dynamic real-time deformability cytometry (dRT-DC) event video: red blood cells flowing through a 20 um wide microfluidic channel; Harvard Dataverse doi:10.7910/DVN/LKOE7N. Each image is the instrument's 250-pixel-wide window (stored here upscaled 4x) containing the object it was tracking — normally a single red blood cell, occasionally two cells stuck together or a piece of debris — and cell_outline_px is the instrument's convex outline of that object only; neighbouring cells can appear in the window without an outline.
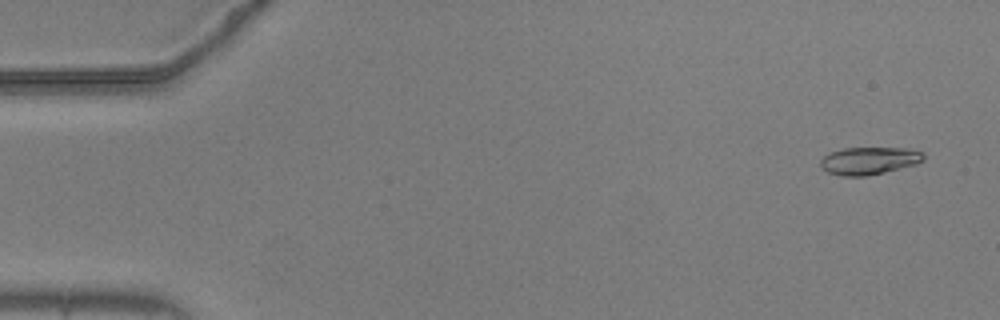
{"species": "common noctule bat (a hibernating species)", "species_latin": "Nyctalus noctula", "temperature_condition": "warm", "stored_images_in_passage": 40, "camera_frame_rate_fps": 3000, "um_per_image_px": 0.085, "animal": {"sex": "male", "body_mass_g": 20.5, "forearm_length_mm": 52.5}, "frame": {"image": 1, "passage_image": 3, "time_ms": 0.667, "image_size_px": [1000, 320], "cell_outline_px": [[924, 160], [916, 164], [868, 176], [840, 176], [828, 172], [820, 168], [820, 160], [824, 156], [832, 152], [844, 148], [908, 148], [924, 152]], "centroid_in_image_um": [73.87, 13.66], "position_along_channel_um": 11.1, "area_um2": 16.59}}
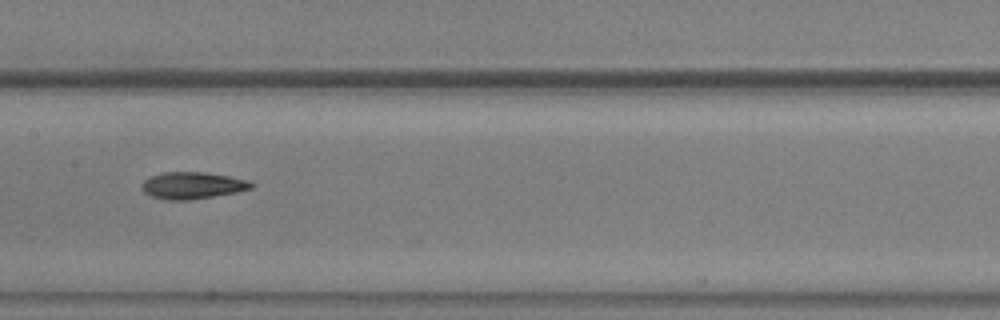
{"frame": {"image": 2, "passage_image": 28, "time_ms": 9.0, "image_size_px": [1000, 320], "cell_outline_px": [[256, 184], [252, 188], [236, 192], [188, 200], [168, 200], [152, 196], [144, 192], [140, 188], [140, 184], [148, 176], [160, 172], [204, 172], [252, 180]], "centroid_in_image_um": [16.34, 15.75], "position_along_channel_um": 191.1, "area_um2": 17.34}}
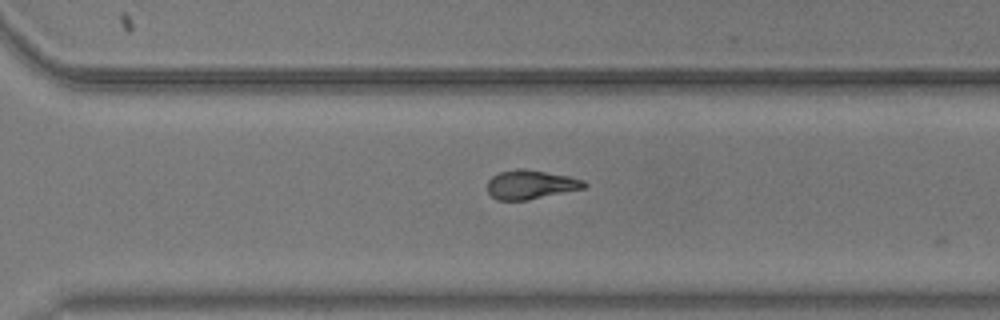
{"frame": {"image": 3, "passage_image": 39, "time_ms": 12.667, "image_size_px": [1000, 320], "cell_outline_px": [[588, 184], [584, 188], [528, 200], [496, 200], [488, 192], [488, 180], [492, 176], [500, 172], [544, 172], [568, 176], [584, 180]], "centroid_in_image_um": [45.13, 15.75], "position_along_channel_um": 325.5, "area_um2": 15.55}}